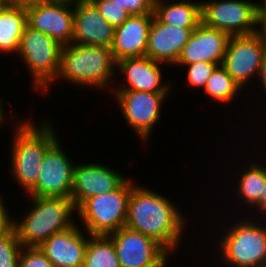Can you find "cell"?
<instances>
[{
    "instance_id": "1",
    "label": "cell",
    "mask_w": 266,
    "mask_h": 267,
    "mask_svg": "<svg viewBox=\"0 0 266 267\" xmlns=\"http://www.w3.org/2000/svg\"><path fill=\"white\" fill-rule=\"evenodd\" d=\"M155 191L138 183L133 185L125 226L154 239L172 255L181 246L187 218L170 198Z\"/></svg>"
},
{
    "instance_id": "2",
    "label": "cell",
    "mask_w": 266,
    "mask_h": 267,
    "mask_svg": "<svg viewBox=\"0 0 266 267\" xmlns=\"http://www.w3.org/2000/svg\"><path fill=\"white\" fill-rule=\"evenodd\" d=\"M11 117L12 143L10 156V175L13 181L18 183L23 193L27 194L37 183L39 169L47 150L59 139L57 137L54 122L40 120L35 123L34 119L14 120ZM15 124V125H13ZM55 129V130H54Z\"/></svg>"
},
{
    "instance_id": "3",
    "label": "cell",
    "mask_w": 266,
    "mask_h": 267,
    "mask_svg": "<svg viewBox=\"0 0 266 267\" xmlns=\"http://www.w3.org/2000/svg\"><path fill=\"white\" fill-rule=\"evenodd\" d=\"M115 73L118 74L110 48L71 43L61 49L59 72L52 83L63 79L70 85L106 92V89L111 91L113 88Z\"/></svg>"
},
{
    "instance_id": "4",
    "label": "cell",
    "mask_w": 266,
    "mask_h": 267,
    "mask_svg": "<svg viewBox=\"0 0 266 267\" xmlns=\"http://www.w3.org/2000/svg\"><path fill=\"white\" fill-rule=\"evenodd\" d=\"M29 197L31 207L17 220L13 216L12 227L23 247H39L57 232L72 227L77 220V209L71 198Z\"/></svg>"
},
{
    "instance_id": "5",
    "label": "cell",
    "mask_w": 266,
    "mask_h": 267,
    "mask_svg": "<svg viewBox=\"0 0 266 267\" xmlns=\"http://www.w3.org/2000/svg\"><path fill=\"white\" fill-rule=\"evenodd\" d=\"M255 215L240 220L236 216L237 221L219 234L221 239L215 245L221 255L218 261L225 267H266V218L260 222Z\"/></svg>"
},
{
    "instance_id": "6",
    "label": "cell",
    "mask_w": 266,
    "mask_h": 267,
    "mask_svg": "<svg viewBox=\"0 0 266 267\" xmlns=\"http://www.w3.org/2000/svg\"><path fill=\"white\" fill-rule=\"evenodd\" d=\"M62 45L47 34L26 25L16 57L23 61L32 80V87L40 94L50 93L52 82L59 72ZM51 87V88H50Z\"/></svg>"
},
{
    "instance_id": "7",
    "label": "cell",
    "mask_w": 266,
    "mask_h": 267,
    "mask_svg": "<svg viewBox=\"0 0 266 267\" xmlns=\"http://www.w3.org/2000/svg\"><path fill=\"white\" fill-rule=\"evenodd\" d=\"M135 180L129 177L114 191L93 196L77 208L79 224L90 235H108L125 226L128 199Z\"/></svg>"
},
{
    "instance_id": "8",
    "label": "cell",
    "mask_w": 266,
    "mask_h": 267,
    "mask_svg": "<svg viewBox=\"0 0 266 267\" xmlns=\"http://www.w3.org/2000/svg\"><path fill=\"white\" fill-rule=\"evenodd\" d=\"M125 122L145 143L162 117L163 104L171 93L111 90ZM169 94V95H168ZM153 131V132H152Z\"/></svg>"
},
{
    "instance_id": "9",
    "label": "cell",
    "mask_w": 266,
    "mask_h": 267,
    "mask_svg": "<svg viewBox=\"0 0 266 267\" xmlns=\"http://www.w3.org/2000/svg\"><path fill=\"white\" fill-rule=\"evenodd\" d=\"M201 23L229 36L257 32V2L250 0H201Z\"/></svg>"
},
{
    "instance_id": "10",
    "label": "cell",
    "mask_w": 266,
    "mask_h": 267,
    "mask_svg": "<svg viewBox=\"0 0 266 267\" xmlns=\"http://www.w3.org/2000/svg\"><path fill=\"white\" fill-rule=\"evenodd\" d=\"M265 53L266 37L261 33L230 36L222 66L239 87L245 90L248 82L253 85L251 81L258 78Z\"/></svg>"
},
{
    "instance_id": "11",
    "label": "cell",
    "mask_w": 266,
    "mask_h": 267,
    "mask_svg": "<svg viewBox=\"0 0 266 267\" xmlns=\"http://www.w3.org/2000/svg\"><path fill=\"white\" fill-rule=\"evenodd\" d=\"M108 236L112 239L120 267H166L171 256L154 239L126 226Z\"/></svg>"
},
{
    "instance_id": "12",
    "label": "cell",
    "mask_w": 266,
    "mask_h": 267,
    "mask_svg": "<svg viewBox=\"0 0 266 267\" xmlns=\"http://www.w3.org/2000/svg\"><path fill=\"white\" fill-rule=\"evenodd\" d=\"M64 150L60 140L47 150L39 169L37 183L26 196L71 198L73 168L76 162Z\"/></svg>"
},
{
    "instance_id": "13",
    "label": "cell",
    "mask_w": 266,
    "mask_h": 267,
    "mask_svg": "<svg viewBox=\"0 0 266 267\" xmlns=\"http://www.w3.org/2000/svg\"><path fill=\"white\" fill-rule=\"evenodd\" d=\"M27 25L55 39L62 46L73 37L74 1L43 0L26 7Z\"/></svg>"
},
{
    "instance_id": "14",
    "label": "cell",
    "mask_w": 266,
    "mask_h": 267,
    "mask_svg": "<svg viewBox=\"0 0 266 267\" xmlns=\"http://www.w3.org/2000/svg\"><path fill=\"white\" fill-rule=\"evenodd\" d=\"M77 163L73 168L71 188V199L76 209L93 196L114 191L128 178L99 162Z\"/></svg>"
},
{
    "instance_id": "15",
    "label": "cell",
    "mask_w": 266,
    "mask_h": 267,
    "mask_svg": "<svg viewBox=\"0 0 266 267\" xmlns=\"http://www.w3.org/2000/svg\"><path fill=\"white\" fill-rule=\"evenodd\" d=\"M162 67L166 69V64L154 61L148 56L122 59L116 62V71H119L126 82L122 85L119 83V86L115 84L112 90L171 93L173 85L176 84L163 81Z\"/></svg>"
},
{
    "instance_id": "16",
    "label": "cell",
    "mask_w": 266,
    "mask_h": 267,
    "mask_svg": "<svg viewBox=\"0 0 266 267\" xmlns=\"http://www.w3.org/2000/svg\"><path fill=\"white\" fill-rule=\"evenodd\" d=\"M114 29L90 0L74 1L73 44L110 48Z\"/></svg>"
},
{
    "instance_id": "17",
    "label": "cell",
    "mask_w": 266,
    "mask_h": 267,
    "mask_svg": "<svg viewBox=\"0 0 266 267\" xmlns=\"http://www.w3.org/2000/svg\"><path fill=\"white\" fill-rule=\"evenodd\" d=\"M78 224L55 233L39 246L54 267H83L90 234Z\"/></svg>"
},
{
    "instance_id": "18",
    "label": "cell",
    "mask_w": 266,
    "mask_h": 267,
    "mask_svg": "<svg viewBox=\"0 0 266 267\" xmlns=\"http://www.w3.org/2000/svg\"><path fill=\"white\" fill-rule=\"evenodd\" d=\"M230 36L200 23L192 32L175 65L211 62L222 65Z\"/></svg>"
},
{
    "instance_id": "19",
    "label": "cell",
    "mask_w": 266,
    "mask_h": 267,
    "mask_svg": "<svg viewBox=\"0 0 266 267\" xmlns=\"http://www.w3.org/2000/svg\"><path fill=\"white\" fill-rule=\"evenodd\" d=\"M194 29L164 24L153 14L146 56L168 67H174Z\"/></svg>"
},
{
    "instance_id": "20",
    "label": "cell",
    "mask_w": 266,
    "mask_h": 267,
    "mask_svg": "<svg viewBox=\"0 0 266 267\" xmlns=\"http://www.w3.org/2000/svg\"><path fill=\"white\" fill-rule=\"evenodd\" d=\"M152 20L153 14L131 15L122 25L115 27L110 47L115 62L146 56Z\"/></svg>"
},
{
    "instance_id": "21",
    "label": "cell",
    "mask_w": 266,
    "mask_h": 267,
    "mask_svg": "<svg viewBox=\"0 0 266 267\" xmlns=\"http://www.w3.org/2000/svg\"><path fill=\"white\" fill-rule=\"evenodd\" d=\"M153 13L164 24L196 28L201 23V0H155Z\"/></svg>"
},
{
    "instance_id": "22",
    "label": "cell",
    "mask_w": 266,
    "mask_h": 267,
    "mask_svg": "<svg viewBox=\"0 0 266 267\" xmlns=\"http://www.w3.org/2000/svg\"><path fill=\"white\" fill-rule=\"evenodd\" d=\"M27 25L26 7L5 6L0 10V55L16 56Z\"/></svg>"
},
{
    "instance_id": "23",
    "label": "cell",
    "mask_w": 266,
    "mask_h": 267,
    "mask_svg": "<svg viewBox=\"0 0 266 267\" xmlns=\"http://www.w3.org/2000/svg\"><path fill=\"white\" fill-rule=\"evenodd\" d=\"M251 163V164H250ZM248 166H242L244 169L240 170L239 181H237V189L235 195L241 199L249 210L255 207L261 200V194H264L266 185V163L262 165L261 162H251Z\"/></svg>"
},
{
    "instance_id": "24",
    "label": "cell",
    "mask_w": 266,
    "mask_h": 267,
    "mask_svg": "<svg viewBox=\"0 0 266 267\" xmlns=\"http://www.w3.org/2000/svg\"><path fill=\"white\" fill-rule=\"evenodd\" d=\"M83 267H120L113 241L108 235L88 237Z\"/></svg>"
},
{
    "instance_id": "25",
    "label": "cell",
    "mask_w": 266,
    "mask_h": 267,
    "mask_svg": "<svg viewBox=\"0 0 266 267\" xmlns=\"http://www.w3.org/2000/svg\"><path fill=\"white\" fill-rule=\"evenodd\" d=\"M203 92L206 95L208 94L213 102L216 101L215 104L217 103L218 105L220 103L227 107L228 104H232L233 100L235 103V99L243 90L227 73V70L222 65H219L207 81Z\"/></svg>"
},
{
    "instance_id": "26",
    "label": "cell",
    "mask_w": 266,
    "mask_h": 267,
    "mask_svg": "<svg viewBox=\"0 0 266 267\" xmlns=\"http://www.w3.org/2000/svg\"><path fill=\"white\" fill-rule=\"evenodd\" d=\"M23 246L13 227L0 236V267H18Z\"/></svg>"
},
{
    "instance_id": "27",
    "label": "cell",
    "mask_w": 266,
    "mask_h": 267,
    "mask_svg": "<svg viewBox=\"0 0 266 267\" xmlns=\"http://www.w3.org/2000/svg\"><path fill=\"white\" fill-rule=\"evenodd\" d=\"M177 67L186 68V85L190 88H196L197 90H204L207 81L214 72V70L219 66V64L211 62H198L188 65H174Z\"/></svg>"
},
{
    "instance_id": "28",
    "label": "cell",
    "mask_w": 266,
    "mask_h": 267,
    "mask_svg": "<svg viewBox=\"0 0 266 267\" xmlns=\"http://www.w3.org/2000/svg\"><path fill=\"white\" fill-rule=\"evenodd\" d=\"M100 14L110 23L113 27L122 25L131 14L112 0H90Z\"/></svg>"
},
{
    "instance_id": "29",
    "label": "cell",
    "mask_w": 266,
    "mask_h": 267,
    "mask_svg": "<svg viewBox=\"0 0 266 267\" xmlns=\"http://www.w3.org/2000/svg\"><path fill=\"white\" fill-rule=\"evenodd\" d=\"M18 267H54L39 247H23Z\"/></svg>"
},
{
    "instance_id": "30",
    "label": "cell",
    "mask_w": 266,
    "mask_h": 267,
    "mask_svg": "<svg viewBox=\"0 0 266 267\" xmlns=\"http://www.w3.org/2000/svg\"><path fill=\"white\" fill-rule=\"evenodd\" d=\"M131 15L154 14L155 0H112Z\"/></svg>"
},
{
    "instance_id": "31",
    "label": "cell",
    "mask_w": 266,
    "mask_h": 267,
    "mask_svg": "<svg viewBox=\"0 0 266 267\" xmlns=\"http://www.w3.org/2000/svg\"><path fill=\"white\" fill-rule=\"evenodd\" d=\"M3 196L0 195V236L12 228L13 218L4 204Z\"/></svg>"
},
{
    "instance_id": "32",
    "label": "cell",
    "mask_w": 266,
    "mask_h": 267,
    "mask_svg": "<svg viewBox=\"0 0 266 267\" xmlns=\"http://www.w3.org/2000/svg\"><path fill=\"white\" fill-rule=\"evenodd\" d=\"M257 3V32L266 37V0Z\"/></svg>"
},
{
    "instance_id": "33",
    "label": "cell",
    "mask_w": 266,
    "mask_h": 267,
    "mask_svg": "<svg viewBox=\"0 0 266 267\" xmlns=\"http://www.w3.org/2000/svg\"><path fill=\"white\" fill-rule=\"evenodd\" d=\"M255 212H257L258 214L264 215V216L258 215L259 218L260 217L264 218V219L266 218V185H265L264 194H261L260 202L254 207V212H253V208H252V214H254Z\"/></svg>"
},
{
    "instance_id": "34",
    "label": "cell",
    "mask_w": 266,
    "mask_h": 267,
    "mask_svg": "<svg viewBox=\"0 0 266 267\" xmlns=\"http://www.w3.org/2000/svg\"><path fill=\"white\" fill-rule=\"evenodd\" d=\"M258 77L257 81L261 82L260 85L262 86H260V88H263L261 91L265 92L263 94H266V53L263 57Z\"/></svg>"
},
{
    "instance_id": "35",
    "label": "cell",
    "mask_w": 266,
    "mask_h": 267,
    "mask_svg": "<svg viewBox=\"0 0 266 267\" xmlns=\"http://www.w3.org/2000/svg\"><path fill=\"white\" fill-rule=\"evenodd\" d=\"M10 6L28 7L43 0H8Z\"/></svg>"
},
{
    "instance_id": "36",
    "label": "cell",
    "mask_w": 266,
    "mask_h": 267,
    "mask_svg": "<svg viewBox=\"0 0 266 267\" xmlns=\"http://www.w3.org/2000/svg\"><path fill=\"white\" fill-rule=\"evenodd\" d=\"M4 97H0V126H5V125H8L7 123L8 122H11L10 120L11 119H9L10 117H7L6 115L7 114H5V111L6 110H4V99H3ZM3 104V105H2ZM7 117V118H6ZM7 119V120H6ZM9 120V121H8ZM8 121V122H7Z\"/></svg>"
},
{
    "instance_id": "37",
    "label": "cell",
    "mask_w": 266,
    "mask_h": 267,
    "mask_svg": "<svg viewBox=\"0 0 266 267\" xmlns=\"http://www.w3.org/2000/svg\"><path fill=\"white\" fill-rule=\"evenodd\" d=\"M0 5L2 7L9 6V1L8 0H0Z\"/></svg>"
}]
</instances>
